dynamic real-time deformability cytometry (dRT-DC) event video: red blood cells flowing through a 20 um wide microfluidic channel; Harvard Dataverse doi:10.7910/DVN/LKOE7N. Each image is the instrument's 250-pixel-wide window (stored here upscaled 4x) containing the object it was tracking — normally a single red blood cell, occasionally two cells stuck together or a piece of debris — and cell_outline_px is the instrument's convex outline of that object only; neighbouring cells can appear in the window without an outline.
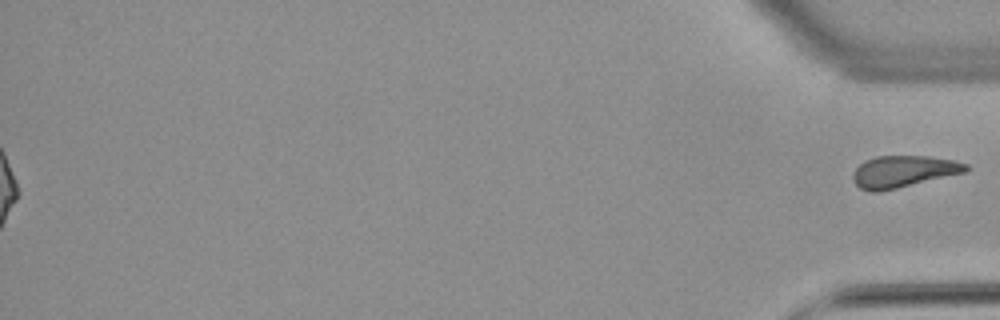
{"species": "common noctule bat (a hibernating species)", "species_latin": "Nyctalus noctula", "temperature_condition": "warm", "stored_images_in_passage": 54, "segment_of_instrument_passage": [2, 2], "camera_frame_rate_fps": 3000, "um_per_image_px": 0.085, "animal": {"sex": "female", "body_mass_g": 22.7, "forearm_length_mm": 54.2}, "frame": {"image": 1, "passage_image": 54, "time_ms": 17.667, "image_size_px": [1000, 320], "cell_outline_px": [[968, 172], [880, 192], [872, 192], [860, 188], [852, 180], [852, 172], [860, 164], [876, 156], [928, 156], [952, 160], [968, 164]], "centroid_in_image_um": [76.79, 14.59], "position_along_channel_um": 358.4, "area_um2": 20.98}}